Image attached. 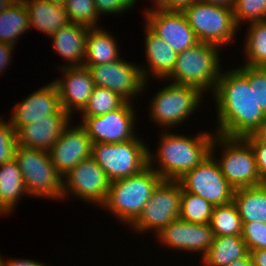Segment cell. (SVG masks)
<instances>
[{"label": "cell", "instance_id": "1", "mask_svg": "<svg viewBox=\"0 0 266 266\" xmlns=\"http://www.w3.org/2000/svg\"><path fill=\"white\" fill-rule=\"evenodd\" d=\"M221 71L213 92L217 109V131L227 137L251 135L265 120L266 113L256 104L255 88L239 68Z\"/></svg>", "mask_w": 266, "mask_h": 266}, {"label": "cell", "instance_id": "2", "mask_svg": "<svg viewBox=\"0 0 266 266\" xmlns=\"http://www.w3.org/2000/svg\"><path fill=\"white\" fill-rule=\"evenodd\" d=\"M170 130H164L161 133L156 154L148 149V165L163 180H179L186 172L194 169L210 155L215 133L204 131L189 137V135L172 133ZM155 162L158 166L154 165Z\"/></svg>", "mask_w": 266, "mask_h": 266}, {"label": "cell", "instance_id": "3", "mask_svg": "<svg viewBox=\"0 0 266 266\" xmlns=\"http://www.w3.org/2000/svg\"><path fill=\"white\" fill-rule=\"evenodd\" d=\"M162 180L148 165L135 175L110 182L106 200L101 207L131 226Z\"/></svg>", "mask_w": 266, "mask_h": 266}, {"label": "cell", "instance_id": "4", "mask_svg": "<svg viewBox=\"0 0 266 266\" xmlns=\"http://www.w3.org/2000/svg\"><path fill=\"white\" fill-rule=\"evenodd\" d=\"M219 49L216 45L199 41L177 54L175 67L166 79H171L170 82L175 84L195 87L202 93H213L222 71Z\"/></svg>", "mask_w": 266, "mask_h": 266}, {"label": "cell", "instance_id": "5", "mask_svg": "<svg viewBox=\"0 0 266 266\" xmlns=\"http://www.w3.org/2000/svg\"><path fill=\"white\" fill-rule=\"evenodd\" d=\"M198 41L218 47L230 45L239 30L233 9L194 1L182 10Z\"/></svg>", "mask_w": 266, "mask_h": 266}, {"label": "cell", "instance_id": "6", "mask_svg": "<svg viewBox=\"0 0 266 266\" xmlns=\"http://www.w3.org/2000/svg\"><path fill=\"white\" fill-rule=\"evenodd\" d=\"M15 160L29 196L61 200L63 177L51 162L48 151L18 145Z\"/></svg>", "mask_w": 266, "mask_h": 266}, {"label": "cell", "instance_id": "7", "mask_svg": "<svg viewBox=\"0 0 266 266\" xmlns=\"http://www.w3.org/2000/svg\"><path fill=\"white\" fill-rule=\"evenodd\" d=\"M218 145L224 152L216 162L234 190L263 184L253 149L244 137H227L215 133L211 147L216 148Z\"/></svg>", "mask_w": 266, "mask_h": 266}, {"label": "cell", "instance_id": "8", "mask_svg": "<svg viewBox=\"0 0 266 266\" xmlns=\"http://www.w3.org/2000/svg\"><path fill=\"white\" fill-rule=\"evenodd\" d=\"M135 138L122 143H93L92 158L110 182L141 172L148 166V145ZM143 141V142H142Z\"/></svg>", "mask_w": 266, "mask_h": 266}, {"label": "cell", "instance_id": "9", "mask_svg": "<svg viewBox=\"0 0 266 266\" xmlns=\"http://www.w3.org/2000/svg\"><path fill=\"white\" fill-rule=\"evenodd\" d=\"M203 95L195 87L171 82L155 93L148 112L155 124L167 130L166 127L169 129L179 126L187 118L189 119V116L201 105Z\"/></svg>", "mask_w": 266, "mask_h": 266}, {"label": "cell", "instance_id": "10", "mask_svg": "<svg viewBox=\"0 0 266 266\" xmlns=\"http://www.w3.org/2000/svg\"><path fill=\"white\" fill-rule=\"evenodd\" d=\"M215 151V147H211L210 155L178 181L182 191L198 195L213 206H219L233 201L234 188L222 174Z\"/></svg>", "mask_w": 266, "mask_h": 266}, {"label": "cell", "instance_id": "11", "mask_svg": "<svg viewBox=\"0 0 266 266\" xmlns=\"http://www.w3.org/2000/svg\"><path fill=\"white\" fill-rule=\"evenodd\" d=\"M182 186L178 180H162L138 219L131 225L136 232H155L157 235L179 218Z\"/></svg>", "mask_w": 266, "mask_h": 266}, {"label": "cell", "instance_id": "12", "mask_svg": "<svg viewBox=\"0 0 266 266\" xmlns=\"http://www.w3.org/2000/svg\"><path fill=\"white\" fill-rule=\"evenodd\" d=\"M110 181L104 170L92 158L79 162L63 177L61 199L74 194L84 202L96 203L101 207L107 197Z\"/></svg>", "mask_w": 266, "mask_h": 266}, {"label": "cell", "instance_id": "13", "mask_svg": "<svg viewBox=\"0 0 266 266\" xmlns=\"http://www.w3.org/2000/svg\"><path fill=\"white\" fill-rule=\"evenodd\" d=\"M135 109L126 101L121 107L106 114L82 117L80 123L92 143H122L135 138Z\"/></svg>", "mask_w": 266, "mask_h": 266}, {"label": "cell", "instance_id": "14", "mask_svg": "<svg viewBox=\"0 0 266 266\" xmlns=\"http://www.w3.org/2000/svg\"><path fill=\"white\" fill-rule=\"evenodd\" d=\"M91 73L96 86L110 89L126 101L141 94L147 85L143 78L141 67L121 59L99 65H83Z\"/></svg>", "mask_w": 266, "mask_h": 266}, {"label": "cell", "instance_id": "15", "mask_svg": "<svg viewBox=\"0 0 266 266\" xmlns=\"http://www.w3.org/2000/svg\"><path fill=\"white\" fill-rule=\"evenodd\" d=\"M145 25L175 52L181 53L199 41L181 10L146 9Z\"/></svg>", "mask_w": 266, "mask_h": 266}, {"label": "cell", "instance_id": "16", "mask_svg": "<svg viewBox=\"0 0 266 266\" xmlns=\"http://www.w3.org/2000/svg\"><path fill=\"white\" fill-rule=\"evenodd\" d=\"M156 237L161 245L183 252H198L203 258L212 245L214 234L210 223L196 224L178 218L163 228Z\"/></svg>", "mask_w": 266, "mask_h": 266}, {"label": "cell", "instance_id": "17", "mask_svg": "<svg viewBox=\"0 0 266 266\" xmlns=\"http://www.w3.org/2000/svg\"><path fill=\"white\" fill-rule=\"evenodd\" d=\"M70 124L48 150L51 162L62 177L79 162L92 156L93 143L85 128L81 124L69 127Z\"/></svg>", "mask_w": 266, "mask_h": 266}, {"label": "cell", "instance_id": "18", "mask_svg": "<svg viewBox=\"0 0 266 266\" xmlns=\"http://www.w3.org/2000/svg\"><path fill=\"white\" fill-rule=\"evenodd\" d=\"M62 72V76L55 83L61 107L70 115L74 110L81 112L93 92L95 87L89 69L85 66L81 67H65L58 69Z\"/></svg>", "mask_w": 266, "mask_h": 266}, {"label": "cell", "instance_id": "19", "mask_svg": "<svg viewBox=\"0 0 266 266\" xmlns=\"http://www.w3.org/2000/svg\"><path fill=\"white\" fill-rule=\"evenodd\" d=\"M62 109L54 82L35 90L22 102L16 103L9 119L16 132L24 125L57 114Z\"/></svg>", "mask_w": 266, "mask_h": 266}, {"label": "cell", "instance_id": "20", "mask_svg": "<svg viewBox=\"0 0 266 266\" xmlns=\"http://www.w3.org/2000/svg\"><path fill=\"white\" fill-rule=\"evenodd\" d=\"M70 122L71 116L62 108L57 114L22 126L16 132L18 145L48 151Z\"/></svg>", "mask_w": 266, "mask_h": 266}, {"label": "cell", "instance_id": "21", "mask_svg": "<svg viewBox=\"0 0 266 266\" xmlns=\"http://www.w3.org/2000/svg\"><path fill=\"white\" fill-rule=\"evenodd\" d=\"M89 29L86 26L70 22L50 36L53 40V49L69 62L66 65H61L60 68L84 65Z\"/></svg>", "mask_w": 266, "mask_h": 266}, {"label": "cell", "instance_id": "22", "mask_svg": "<svg viewBox=\"0 0 266 266\" xmlns=\"http://www.w3.org/2000/svg\"><path fill=\"white\" fill-rule=\"evenodd\" d=\"M145 54H146V68L141 67L144 80L152 74V78L164 80L173 71L176 60L177 52H175L163 39L154 34L145 25ZM148 69V70H147ZM149 71V72H148ZM151 72V74H149Z\"/></svg>", "mask_w": 266, "mask_h": 266}, {"label": "cell", "instance_id": "23", "mask_svg": "<svg viewBox=\"0 0 266 266\" xmlns=\"http://www.w3.org/2000/svg\"><path fill=\"white\" fill-rule=\"evenodd\" d=\"M28 13L30 29L40 30L49 36L64 27L70 20L64 5L44 0H23Z\"/></svg>", "mask_w": 266, "mask_h": 266}, {"label": "cell", "instance_id": "24", "mask_svg": "<svg viewBox=\"0 0 266 266\" xmlns=\"http://www.w3.org/2000/svg\"><path fill=\"white\" fill-rule=\"evenodd\" d=\"M22 195L28 196V192L17 161L0 164V215L14 212Z\"/></svg>", "mask_w": 266, "mask_h": 266}, {"label": "cell", "instance_id": "25", "mask_svg": "<svg viewBox=\"0 0 266 266\" xmlns=\"http://www.w3.org/2000/svg\"><path fill=\"white\" fill-rule=\"evenodd\" d=\"M233 202L243 223H266V183L235 189Z\"/></svg>", "mask_w": 266, "mask_h": 266}, {"label": "cell", "instance_id": "26", "mask_svg": "<svg viewBox=\"0 0 266 266\" xmlns=\"http://www.w3.org/2000/svg\"><path fill=\"white\" fill-rule=\"evenodd\" d=\"M117 41L103 28L88 30L84 65H99L121 59Z\"/></svg>", "mask_w": 266, "mask_h": 266}, {"label": "cell", "instance_id": "27", "mask_svg": "<svg viewBox=\"0 0 266 266\" xmlns=\"http://www.w3.org/2000/svg\"><path fill=\"white\" fill-rule=\"evenodd\" d=\"M249 253L242 236H214L207 254L201 258L205 266H228Z\"/></svg>", "mask_w": 266, "mask_h": 266}, {"label": "cell", "instance_id": "28", "mask_svg": "<svg viewBox=\"0 0 266 266\" xmlns=\"http://www.w3.org/2000/svg\"><path fill=\"white\" fill-rule=\"evenodd\" d=\"M29 29V13L23 0H17L0 13L1 43L15 46L20 36Z\"/></svg>", "mask_w": 266, "mask_h": 266}, {"label": "cell", "instance_id": "29", "mask_svg": "<svg viewBox=\"0 0 266 266\" xmlns=\"http://www.w3.org/2000/svg\"><path fill=\"white\" fill-rule=\"evenodd\" d=\"M244 45V65L266 67V20L248 23Z\"/></svg>", "mask_w": 266, "mask_h": 266}, {"label": "cell", "instance_id": "30", "mask_svg": "<svg viewBox=\"0 0 266 266\" xmlns=\"http://www.w3.org/2000/svg\"><path fill=\"white\" fill-rule=\"evenodd\" d=\"M210 226L214 236H242L243 222L235 203L214 206Z\"/></svg>", "mask_w": 266, "mask_h": 266}, {"label": "cell", "instance_id": "31", "mask_svg": "<svg viewBox=\"0 0 266 266\" xmlns=\"http://www.w3.org/2000/svg\"><path fill=\"white\" fill-rule=\"evenodd\" d=\"M213 208L202 197L182 191L179 219L196 224L210 223Z\"/></svg>", "mask_w": 266, "mask_h": 266}, {"label": "cell", "instance_id": "32", "mask_svg": "<svg viewBox=\"0 0 266 266\" xmlns=\"http://www.w3.org/2000/svg\"><path fill=\"white\" fill-rule=\"evenodd\" d=\"M126 100L110 89L96 86L88 100V103L81 111V117H93L106 114L121 107Z\"/></svg>", "mask_w": 266, "mask_h": 266}, {"label": "cell", "instance_id": "33", "mask_svg": "<svg viewBox=\"0 0 266 266\" xmlns=\"http://www.w3.org/2000/svg\"><path fill=\"white\" fill-rule=\"evenodd\" d=\"M65 9L71 23L86 26L87 28L97 27L99 14L96 10L94 0H66Z\"/></svg>", "mask_w": 266, "mask_h": 266}, {"label": "cell", "instance_id": "34", "mask_svg": "<svg viewBox=\"0 0 266 266\" xmlns=\"http://www.w3.org/2000/svg\"><path fill=\"white\" fill-rule=\"evenodd\" d=\"M232 9L239 28L245 21L252 23L266 20V0H234Z\"/></svg>", "mask_w": 266, "mask_h": 266}, {"label": "cell", "instance_id": "35", "mask_svg": "<svg viewBox=\"0 0 266 266\" xmlns=\"http://www.w3.org/2000/svg\"><path fill=\"white\" fill-rule=\"evenodd\" d=\"M246 75L252 88H255L256 104L266 113V67L238 66Z\"/></svg>", "mask_w": 266, "mask_h": 266}, {"label": "cell", "instance_id": "36", "mask_svg": "<svg viewBox=\"0 0 266 266\" xmlns=\"http://www.w3.org/2000/svg\"><path fill=\"white\" fill-rule=\"evenodd\" d=\"M18 141L11 123L0 118V164L15 159Z\"/></svg>", "mask_w": 266, "mask_h": 266}, {"label": "cell", "instance_id": "37", "mask_svg": "<svg viewBox=\"0 0 266 266\" xmlns=\"http://www.w3.org/2000/svg\"><path fill=\"white\" fill-rule=\"evenodd\" d=\"M242 238L248 251L266 249V223H243Z\"/></svg>", "mask_w": 266, "mask_h": 266}, {"label": "cell", "instance_id": "38", "mask_svg": "<svg viewBox=\"0 0 266 266\" xmlns=\"http://www.w3.org/2000/svg\"><path fill=\"white\" fill-rule=\"evenodd\" d=\"M137 0H94L96 10L99 14H118L132 9ZM134 5V6H133Z\"/></svg>", "mask_w": 266, "mask_h": 266}, {"label": "cell", "instance_id": "39", "mask_svg": "<svg viewBox=\"0 0 266 266\" xmlns=\"http://www.w3.org/2000/svg\"><path fill=\"white\" fill-rule=\"evenodd\" d=\"M251 145L255 154L257 170L262 183H266V144L257 141L252 135L244 137Z\"/></svg>", "mask_w": 266, "mask_h": 266}, {"label": "cell", "instance_id": "40", "mask_svg": "<svg viewBox=\"0 0 266 266\" xmlns=\"http://www.w3.org/2000/svg\"><path fill=\"white\" fill-rule=\"evenodd\" d=\"M154 2L155 9L163 10H182L184 7L189 6L197 0H151Z\"/></svg>", "mask_w": 266, "mask_h": 266}, {"label": "cell", "instance_id": "41", "mask_svg": "<svg viewBox=\"0 0 266 266\" xmlns=\"http://www.w3.org/2000/svg\"><path fill=\"white\" fill-rule=\"evenodd\" d=\"M14 47L16 46L0 42V73L10 64Z\"/></svg>", "mask_w": 266, "mask_h": 266}, {"label": "cell", "instance_id": "42", "mask_svg": "<svg viewBox=\"0 0 266 266\" xmlns=\"http://www.w3.org/2000/svg\"><path fill=\"white\" fill-rule=\"evenodd\" d=\"M0 266H47L45 263L35 261L33 259H7L6 261L2 258Z\"/></svg>", "mask_w": 266, "mask_h": 266}, {"label": "cell", "instance_id": "43", "mask_svg": "<svg viewBox=\"0 0 266 266\" xmlns=\"http://www.w3.org/2000/svg\"><path fill=\"white\" fill-rule=\"evenodd\" d=\"M252 266H266V249L249 251Z\"/></svg>", "mask_w": 266, "mask_h": 266}, {"label": "cell", "instance_id": "44", "mask_svg": "<svg viewBox=\"0 0 266 266\" xmlns=\"http://www.w3.org/2000/svg\"><path fill=\"white\" fill-rule=\"evenodd\" d=\"M257 141L266 144V118L262 124L251 134Z\"/></svg>", "mask_w": 266, "mask_h": 266}, {"label": "cell", "instance_id": "45", "mask_svg": "<svg viewBox=\"0 0 266 266\" xmlns=\"http://www.w3.org/2000/svg\"><path fill=\"white\" fill-rule=\"evenodd\" d=\"M203 3L233 8L234 0H198Z\"/></svg>", "mask_w": 266, "mask_h": 266}, {"label": "cell", "instance_id": "46", "mask_svg": "<svg viewBox=\"0 0 266 266\" xmlns=\"http://www.w3.org/2000/svg\"><path fill=\"white\" fill-rule=\"evenodd\" d=\"M228 266H252L249 253L244 258L235 260Z\"/></svg>", "mask_w": 266, "mask_h": 266}, {"label": "cell", "instance_id": "47", "mask_svg": "<svg viewBox=\"0 0 266 266\" xmlns=\"http://www.w3.org/2000/svg\"><path fill=\"white\" fill-rule=\"evenodd\" d=\"M17 0H0V13L10 7Z\"/></svg>", "mask_w": 266, "mask_h": 266}, {"label": "cell", "instance_id": "48", "mask_svg": "<svg viewBox=\"0 0 266 266\" xmlns=\"http://www.w3.org/2000/svg\"><path fill=\"white\" fill-rule=\"evenodd\" d=\"M44 1L55 3V4H61V5H64L66 2V0H44Z\"/></svg>", "mask_w": 266, "mask_h": 266}]
</instances>
